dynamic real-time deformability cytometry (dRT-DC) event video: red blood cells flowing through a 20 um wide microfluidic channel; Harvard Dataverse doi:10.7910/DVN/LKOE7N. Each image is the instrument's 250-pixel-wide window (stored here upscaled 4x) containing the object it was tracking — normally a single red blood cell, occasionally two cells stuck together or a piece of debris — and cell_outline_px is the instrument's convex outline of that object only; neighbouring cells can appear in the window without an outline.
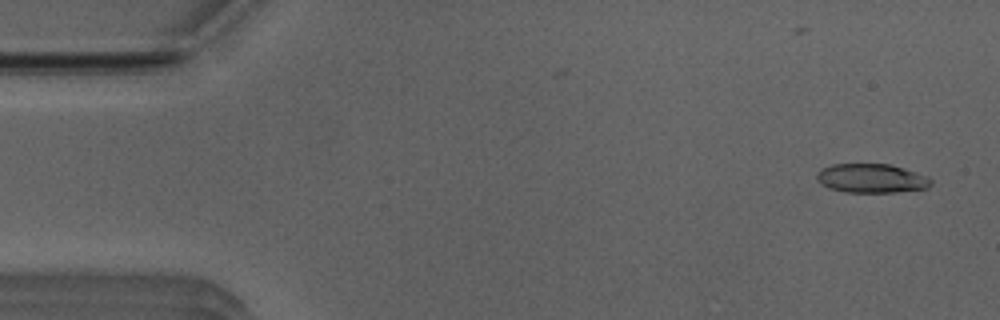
{"species": "Egyptian fruit bat (a non-hibernating species)", "species_latin": "Rousettus aegyptiacus", "temperature_condition": "room temperature", "stored_images_in_passage": 28, "camera_frame_rate_fps": 3000, "um_per_image_px": 0.085, "animal": {"sex": "male"}, "frame": {"image": 1, "passage_image": 3, "time_ms": 0.667, "image_size_px": [1000, 320], "cell_outline_px": [[932, 184], [928, 188], [896, 192], [844, 192], [828, 188], [820, 184], [816, 180], [816, 172], [820, 168], [832, 164], [892, 164], [928, 176], [932, 180]], "centroid_in_image_um": [74.05, 15.15], "position_along_channel_um": 11.0, "area_um2": 19.65}}
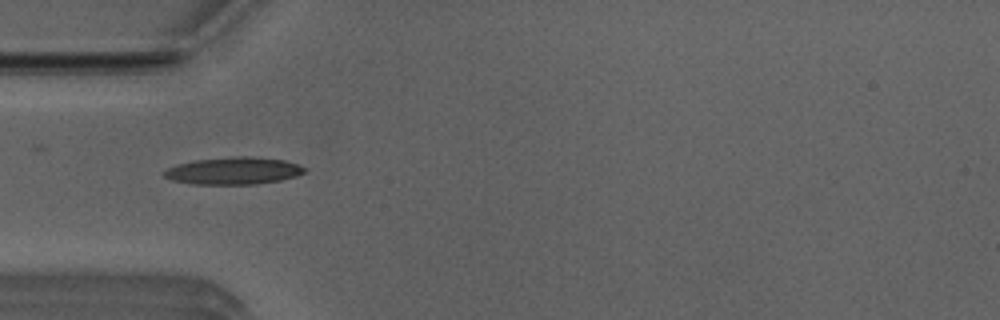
{"frame": {"image": 2, "passage_image": 16, "time_ms": 5.0, "image_size_px": [1000, 320], "cell_outline_px": [[308, 168], [304, 172], [296, 176], [280, 180], [256, 184], [192, 184], [172, 180], [164, 176], [164, 172], [168, 168], [176, 164], [196, 160], [232, 156], [248, 156], [284, 160]], "centroid_in_image_um": [19.85, 14.51], "position_along_channel_um": 65.1, "area_um2": 22.2}}
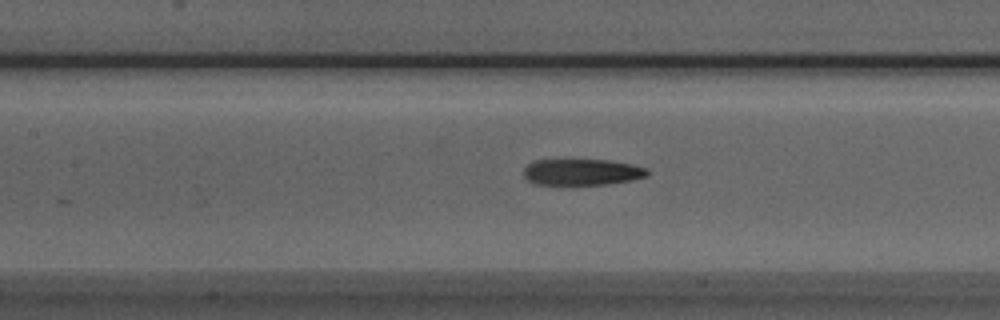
{"frame": {"image": 3, "passage_image": 23, "time_ms": 7.333, "image_size_px": [1000, 320], "cell_outline_px": [[648, 176], [632, 180], [604, 184], [536, 184], [528, 180], [524, 176], [524, 168], [532, 160], [608, 160], [632, 164], [648, 168]], "centroid_in_image_um": [49.48, 14.61], "position_along_channel_um": 157.9, "area_um2": 18.84}}